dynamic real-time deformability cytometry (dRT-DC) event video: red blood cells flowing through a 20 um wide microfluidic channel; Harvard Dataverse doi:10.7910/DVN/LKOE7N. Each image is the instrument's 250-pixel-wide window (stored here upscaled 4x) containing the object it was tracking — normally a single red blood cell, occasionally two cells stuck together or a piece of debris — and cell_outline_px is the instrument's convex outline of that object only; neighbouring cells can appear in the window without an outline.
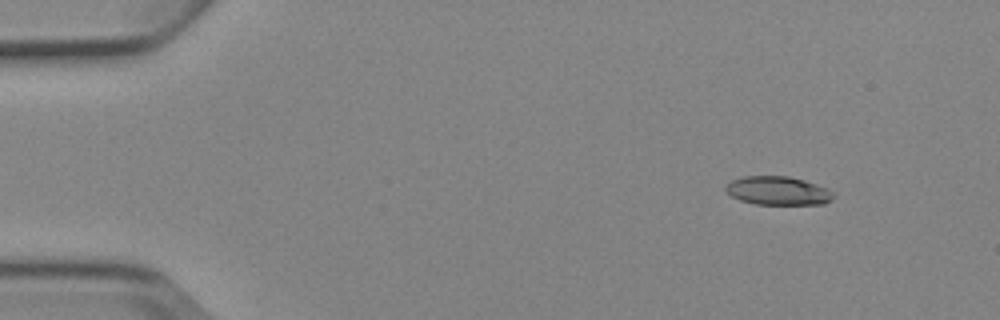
{"species": "Egyptian fruit bat (a non-hibernating species)", "species_latin": "Rousettus aegyptiacus", "temperature_condition": "cold", "stored_images_in_passage": 4, "camera_frame_rate_fps": 3000, "um_per_image_px": 0.085, "animal": {"sex": "female"}, "frame": {"image": 1, "passage_image": 1, "time_ms": 0.0, "image_size_px": [1000, 320], "cell_outline_px": [[836, 196], [832, 200], [824, 204], [756, 204], [740, 200], [732, 196], [724, 188], [732, 180], [744, 176], [788, 176], [804, 180], [828, 188]], "centroid_in_image_um": [66.16, 16.21], "position_along_channel_um": 18.8, "area_um2": 17.92}}
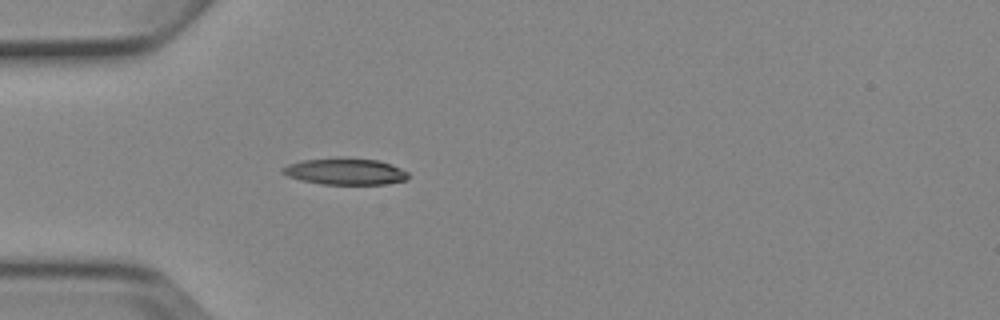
{"frame": {"image": 2, "passage_image": 4, "time_ms": 3.333, "image_size_px": [1000, 320], "cell_outline_px": [[408, 180], [384, 184], [320, 184], [300, 180], [288, 176], [280, 172], [280, 168], [288, 164], [304, 160], [336, 156], [340, 156], [376, 160], [392, 164], [408, 172]], "centroid_in_image_um": [29.31, 14.56], "position_along_channel_um": 55.7, "area_um2": 19.83}}